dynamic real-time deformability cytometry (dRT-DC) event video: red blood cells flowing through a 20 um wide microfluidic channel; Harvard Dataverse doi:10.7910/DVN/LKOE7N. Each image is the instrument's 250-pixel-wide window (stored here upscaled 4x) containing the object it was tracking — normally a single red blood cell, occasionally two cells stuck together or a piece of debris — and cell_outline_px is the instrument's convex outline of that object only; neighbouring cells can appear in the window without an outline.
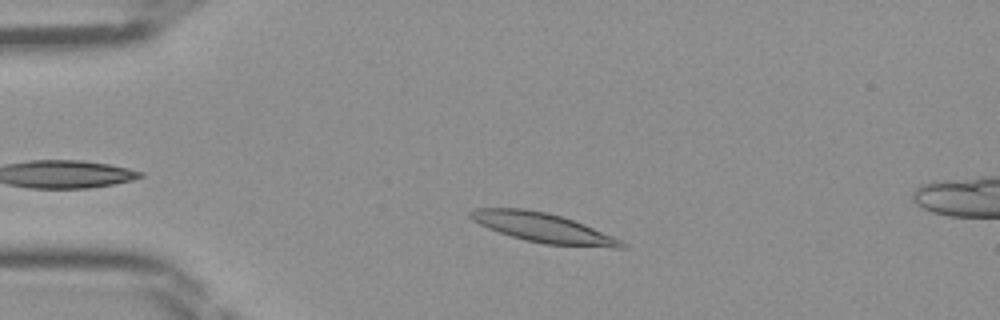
{"species": "Egyptian fruit bat (a non-hibernating species)", "species_latin": "Rousettus aegyptiacus", "temperature_condition": "room temperature", "stored_images_in_passage": 11, "camera_frame_rate_fps": 3000, "um_per_image_px": 0.085, "frame": {"image": 1, "passage_image": 7, "time_ms": 2.0, "image_size_px": [1000, 320], "cell_outline_px": [[628, 244], [624, 248], [612, 248], [544, 244], [524, 240], [488, 228], [472, 220], [468, 216], [468, 212], [476, 208], [524, 208], [548, 212], [584, 224], [612, 236]], "centroid_in_image_um": [46.15, 19.36], "position_along_channel_um": 38.8, "area_um2": 25.84}}